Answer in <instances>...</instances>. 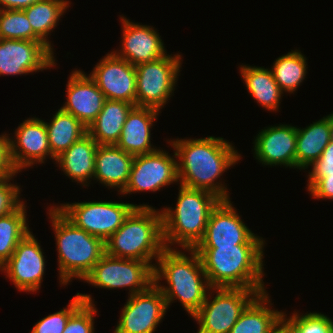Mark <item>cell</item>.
Here are the masks:
<instances>
[{
  "label": "cell",
  "instance_id": "30bf717a",
  "mask_svg": "<svg viewBox=\"0 0 333 333\" xmlns=\"http://www.w3.org/2000/svg\"><path fill=\"white\" fill-rule=\"evenodd\" d=\"M174 55V56H172ZM182 56L167 54L136 65V106L161 111L172 97L182 65Z\"/></svg>",
  "mask_w": 333,
  "mask_h": 333
},
{
  "label": "cell",
  "instance_id": "83f0119b",
  "mask_svg": "<svg viewBox=\"0 0 333 333\" xmlns=\"http://www.w3.org/2000/svg\"><path fill=\"white\" fill-rule=\"evenodd\" d=\"M45 126L51 154L55 159L87 133L84 124L61 109L53 114L49 123L45 121Z\"/></svg>",
  "mask_w": 333,
  "mask_h": 333
},
{
  "label": "cell",
  "instance_id": "7402d4cb",
  "mask_svg": "<svg viewBox=\"0 0 333 333\" xmlns=\"http://www.w3.org/2000/svg\"><path fill=\"white\" fill-rule=\"evenodd\" d=\"M134 155L126 153L116 145H98L95 154L94 179L119 194L125 189Z\"/></svg>",
  "mask_w": 333,
  "mask_h": 333
},
{
  "label": "cell",
  "instance_id": "1f68e13d",
  "mask_svg": "<svg viewBox=\"0 0 333 333\" xmlns=\"http://www.w3.org/2000/svg\"><path fill=\"white\" fill-rule=\"evenodd\" d=\"M299 313L294 311L288 317L283 313L281 325L288 333H333V321L327 315L320 312Z\"/></svg>",
  "mask_w": 333,
  "mask_h": 333
},
{
  "label": "cell",
  "instance_id": "ac0fdd59",
  "mask_svg": "<svg viewBox=\"0 0 333 333\" xmlns=\"http://www.w3.org/2000/svg\"><path fill=\"white\" fill-rule=\"evenodd\" d=\"M123 30L121 47L112 50L118 57L136 66L140 63L151 62L167 55L160 34L149 25L134 23L120 15Z\"/></svg>",
  "mask_w": 333,
  "mask_h": 333
},
{
  "label": "cell",
  "instance_id": "7c38bea8",
  "mask_svg": "<svg viewBox=\"0 0 333 333\" xmlns=\"http://www.w3.org/2000/svg\"><path fill=\"white\" fill-rule=\"evenodd\" d=\"M243 223L231 200H221L211 211L203 239L196 247H226L240 244H265Z\"/></svg>",
  "mask_w": 333,
  "mask_h": 333
},
{
  "label": "cell",
  "instance_id": "4dcf8cb0",
  "mask_svg": "<svg viewBox=\"0 0 333 333\" xmlns=\"http://www.w3.org/2000/svg\"><path fill=\"white\" fill-rule=\"evenodd\" d=\"M23 202L15 211L0 217V268L8 261L18 243L31 230Z\"/></svg>",
  "mask_w": 333,
  "mask_h": 333
},
{
  "label": "cell",
  "instance_id": "5b68a950",
  "mask_svg": "<svg viewBox=\"0 0 333 333\" xmlns=\"http://www.w3.org/2000/svg\"><path fill=\"white\" fill-rule=\"evenodd\" d=\"M47 210L55 233L60 285L73 278L83 280L105 253V243L76 227L55 205Z\"/></svg>",
  "mask_w": 333,
  "mask_h": 333
},
{
  "label": "cell",
  "instance_id": "6da1fadb",
  "mask_svg": "<svg viewBox=\"0 0 333 333\" xmlns=\"http://www.w3.org/2000/svg\"><path fill=\"white\" fill-rule=\"evenodd\" d=\"M168 144L177 156L178 184L209 191L221 200H230L227 185L219 179L241 160V154L232 143L222 137L207 136L172 139Z\"/></svg>",
  "mask_w": 333,
  "mask_h": 333
},
{
  "label": "cell",
  "instance_id": "4316f807",
  "mask_svg": "<svg viewBox=\"0 0 333 333\" xmlns=\"http://www.w3.org/2000/svg\"><path fill=\"white\" fill-rule=\"evenodd\" d=\"M330 143V119L325 116L306 128L297 127L296 168L308 169Z\"/></svg>",
  "mask_w": 333,
  "mask_h": 333
},
{
  "label": "cell",
  "instance_id": "603a6c76",
  "mask_svg": "<svg viewBox=\"0 0 333 333\" xmlns=\"http://www.w3.org/2000/svg\"><path fill=\"white\" fill-rule=\"evenodd\" d=\"M97 147L98 143L86 133L58 156L54 164H58L72 182L89 187L90 179L94 180Z\"/></svg>",
  "mask_w": 333,
  "mask_h": 333
},
{
  "label": "cell",
  "instance_id": "d6a6232c",
  "mask_svg": "<svg viewBox=\"0 0 333 333\" xmlns=\"http://www.w3.org/2000/svg\"><path fill=\"white\" fill-rule=\"evenodd\" d=\"M0 39L42 41L23 10H0Z\"/></svg>",
  "mask_w": 333,
  "mask_h": 333
},
{
  "label": "cell",
  "instance_id": "5bb4252c",
  "mask_svg": "<svg viewBox=\"0 0 333 333\" xmlns=\"http://www.w3.org/2000/svg\"><path fill=\"white\" fill-rule=\"evenodd\" d=\"M34 234H28L18 243L12 256L0 268L19 291L34 293L40 290L45 274V256Z\"/></svg>",
  "mask_w": 333,
  "mask_h": 333
},
{
  "label": "cell",
  "instance_id": "e575fe53",
  "mask_svg": "<svg viewBox=\"0 0 333 333\" xmlns=\"http://www.w3.org/2000/svg\"><path fill=\"white\" fill-rule=\"evenodd\" d=\"M84 303L80 295H74L66 308L39 320L30 333H63L70 316Z\"/></svg>",
  "mask_w": 333,
  "mask_h": 333
},
{
  "label": "cell",
  "instance_id": "f1b7e54d",
  "mask_svg": "<svg viewBox=\"0 0 333 333\" xmlns=\"http://www.w3.org/2000/svg\"><path fill=\"white\" fill-rule=\"evenodd\" d=\"M68 0H39L28 8L23 9L33 32L53 51L54 48L48 38L57 27L61 16L66 13ZM52 31V32H51Z\"/></svg>",
  "mask_w": 333,
  "mask_h": 333
},
{
  "label": "cell",
  "instance_id": "2e32d148",
  "mask_svg": "<svg viewBox=\"0 0 333 333\" xmlns=\"http://www.w3.org/2000/svg\"><path fill=\"white\" fill-rule=\"evenodd\" d=\"M89 76L106 99L125 101L136 106V67L112 51L106 53Z\"/></svg>",
  "mask_w": 333,
  "mask_h": 333
},
{
  "label": "cell",
  "instance_id": "7a4b0ae2",
  "mask_svg": "<svg viewBox=\"0 0 333 333\" xmlns=\"http://www.w3.org/2000/svg\"><path fill=\"white\" fill-rule=\"evenodd\" d=\"M177 247L165 248L157 258L154 284L164 294L168 307L178 300L192 317L205 302L211 287L199 254L194 249L182 251ZM162 280L167 286L161 285Z\"/></svg>",
  "mask_w": 333,
  "mask_h": 333
},
{
  "label": "cell",
  "instance_id": "8992f818",
  "mask_svg": "<svg viewBox=\"0 0 333 333\" xmlns=\"http://www.w3.org/2000/svg\"><path fill=\"white\" fill-rule=\"evenodd\" d=\"M161 209L136 207L105 242L108 255L152 263L166 248ZM153 259V260H152Z\"/></svg>",
  "mask_w": 333,
  "mask_h": 333
},
{
  "label": "cell",
  "instance_id": "74e56055",
  "mask_svg": "<svg viewBox=\"0 0 333 333\" xmlns=\"http://www.w3.org/2000/svg\"><path fill=\"white\" fill-rule=\"evenodd\" d=\"M9 135H0V179L19 174L11 161Z\"/></svg>",
  "mask_w": 333,
  "mask_h": 333
},
{
  "label": "cell",
  "instance_id": "e0dca14e",
  "mask_svg": "<svg viewBox=\"0 0 333 333\" xmlns=\"http://www.w3.org/2000/svg\"><path fill=\"white\" fill-rule=\"evenodd\" d=\"M14 134L16 139L9 137L10 156L17 172L37 163L44 164L47 157L56 160L51 154L44 120L28 118L17 127Z\"/></svg>",
  "mask_w": 333,
  "mask_h": 333
},
{
  "label": "cell",
  "instance_id": "277c9868",
  "mask_svg": "<svg viewBox=\"0 0 333 333\" xmlns=\"http://www.w3.org/2000/svg\"><path fill=\"white\" fill-rule=\"evenodd\" d=\"M178 190L176 207L161 209L164 245L194 249L203 239L210 213L221 199L202 189L179 185Z\"/></svg>",
  "mask_w": 333,
  "mask_h": 333
},
{
  "label": "cell",
  "instance_id": "ffe728a7",
  "mask_svg": "<svg viewBox=\"0 0 333 333\" xmlns=\"http://www.w3.org/2000/svg\"><path fill=\"white\" fill-rule=\"evenodd\" d=\"M66 102L60 108L88 127L102 110L105 95L84 71L73 70L66 84Z\"/></svg>",
  "mask_w": 333,
  "mask_h": 333
},
{
  "label": "cell",
  "instance_id": "3957f363",
  "mask_svg": "<svg viewBox=\"0 0 333 333\" xmlns=\"http://www.w3.org/2000/svg\"><path fill=\"white\" fill-rule=\"evenodd\" d=\"M265 244L195 247L211 288H247L267 292L263 281Z\"/></svg>",
  "mask_w": 333,
  "mask_h": 333
},
{
  "label": "cell",
  "instance_id": "60d3db41",
  "mask_svg": "<svg viewBox=\"0 0 333 333\" xmlns=\"http://www.w3.org/2000/svg\"><path fill=\"white\" fill-rule=\"evenodd\" d=\"M328 116L330 119V141H333V112Z\"/></svg>",
  "mask_w": 333,
  "mask_h": 333
},
{
  "label": "cell",
  "instance_id": "b9f144b4",
  "mask_svg": "<svg viewBox=\"0 0 333 333\" xmlns=\"http://www.w3.org/2000/svg\"><path fill=\"white\" fill-rule=\"evenodd\" d=\"M274 333H288V331L281 325Z\"/></svg>",
  "mask_w": 333,
  "mask_h": 333
},
{
  "label": "cell",
  "instance_id": "9a60e30c",
  "mask_svg": "<svg viewBox=\"0 0 333 333\" xmlns=\"http://www.w3.org/2000/svg\"><path fill=\"white\" fill-rule=\"evenodd\" d=\"M43 41L0 39V76L27 75L57 65Z\"/></svg>",
  "mask_w": 333,
  "mask_h": 333
},
{
  "label": "cell",
  "instance_id": "d4e9b609",
  "mask_svg": "<svg viewBox=\"0 0 333 333\" xmlns=\"http://www.w3.org/2000/svg\"><path fill=\"white\" fill-rule=\"evenodd\" d=\"M135 105L106 99L96 119L87 127V133L98 145H116L123 125Z\"/></svg>",
  "mask_w": 333,
  "mask_h": 333
},
{
  "label": "cell",
  "instance_id": "484cf974",
  "mask_svg": "<svg viewBox=\"0 0 333 333\" xmlns=\"http://www.w3.org/2000/svg\"><path fill=\"white\" fill-rule=\"evenodd\" d=\"M238 68L253 99L268 111H278L284 92L276 83L272 70L243 64Z\"/></svg>",
  "mask_w": 333,
  "mask_h": 333
},
{
  "label": "cell",
  "instance_id": "ab89813d",
  "mask_svg": "<svg viewBox=\"0 0 333 333\" xmlns=\"http://www.w3.org/2000/svg\"><path fill=\"white\" fill-rule=\"evenodd\" d=\"M39 0H0V10H23Z\"/></svg>",
  "mask_w": 333,
  "mask_h": 333
},
{
  "label": "cell",
  "instance_id": "d6986e66",
  "mask_svg": "<svg viewBox=\"0 0 333 333\" xmlns=\"http://www.w3.org/2000/svg\"><path fill=\"white\" fill-rule=\"evenodd\" d=\"M255 136L254 157L268 166H285L296 169L297 127L279 124L261 129Z\"/></svg>",
  "mask_w": 333,
  "mask_h": 333
},
{
  "label": "cell",
  "instance_id": "52a82bcc",
  "mask_svg": "<svg viewBox=\"0 0 333 333\" xmlns=\"http://www.w3.org/2000/svg\"><path fill=\"white\" fill-rule=\"evenodd\" d=\"M55 207L76 227L100 238L105 243L136 207H149V205L115 201H85L64 203Z\"/></svg>",
  "mask_w": 333,
  "mask_h": 333
},
{
  "label": "cell",
  "instance_id": "ba28073f",
  "mask_svg": "<svg viewBox=\"0 0 333 333\" xmlns=\"http://www.w3.org/2000/svg\"><path fill=\"white\" fill-rule=\"evenodd\" d=\"M213 292L216 293L214 297ZM208 294L210 297L206 296L205 302L192 316L199 325L197 333H230L241 313L260 293L247 288L216 287L210 288Z\"/></svg>",
  "mask_w": 333,
  "mask_h": 333
},
{
  "label": "cell",
  "instance_id": "9c48e42d",
  "mask_svg": "<svg viewBox=\"0 0 333 333\" xmlns=\"http://www.w3.org/2000/svg\"><path fill=\"white\" fill-rule=\"evenodd\" d=\"M154 266V263L118 258L105 252L83 281L108 290L127 287L131 296L154 284Z\"/></svg>",
  "mask_w": 333,
  "mask_h": 333
},
{
  "label": "cell",
  "instance_id": "8d00e7d4",
  "mask_svg": "<svg viewBox=\"0 0 333 333\" xmlns=\"http://www.w3.org/2000/svg\"><path fill=\"white\" fill-rule=\"evenodd\" d=\"M311 171L308 173V184L306 187L309 190L320 178L333 174V141L326 146L323 153L312 165Z\"/></svg>",
  "mask_w": 333,
  "mask_h": 333
},
{
  "label": "cell",
  "instance_id": "4fadbf2b",
  "mask_svg": "<svg viewBox=\"0 0 333 333\" xmlns=\"http://www.w3.org/2000/svg\"><path fill=\"white\" fill-rule=\"evenodd\" d=\"M167 309L164 294L153 284L144 292L128 296L113 333H154Z\"/></svg>",
  "mask_w": 333,
  "mask_h": 333
},
{
  "label": "cell",
  "instance_id": "f35d334b",
  "mask_svg": "<svg viewBox=\"0 0 333 333\" xmlns=\"http://www.w3.org/2000/svg\"><path fill=\"white\" fill-rule=\"evenodd\" d=\"M308 192L314 199H329L333 201V174L320 178Z\"/></svg>",
  "mask_w": 333,
  "mask_h": 333
},
{
  "label": "cell",
  "instance_id": "cb8c5ba5",
  "mask_svg": "<svg viewBox=\"0 0 333 333\" xmlns=\"http://www.w3.org/2000/svg\"><path fill=\"white\" fill-rule=\"evenodd\" d=\"M271 305L267 292L259 294L241 313L230 333H274L281 326L284 312Z\"/></svg>",
  "mask_w": 333,
  "mask_h": 333
},
{
  "label": "cell",
  "instance_id": "44dd1931",
  "mask_svg": "<svg viewBox=\"0 0 333 333\" xmlns=\"http://www.w3.org/2000/svg\"><path fill=\"white\" fill-rule=\"evenodd\" d=\"M160 112L151 107L135 106L127 116L116 146L134 156L156 151L158 148L151 144L150 137L153 123Z\"/></svg>",
  "mask_w": 333,
  "mask_h": 333
},
{
  "label": "cell",
  "instance_id": "f546056e",
  "mask_svg": "<svg viewBox=\"0 0 333 333\" xmlns=\"http://www.w3.org/2000/svg\"><path fill=\"white\" fill-rule=\"evenodd\" d=\"M307 58L300 50H291L278 57L271 68L274 79L280 89L286 93L296 92L306 78Z\"/></svg>",
  "mask_w": 333,
  "mask_h": 333
},
{
  "label": "cell",
  "instance_id": "836d02e7",
  "mask_svg": "<svg viewBox=\"0 0 333 333\" xmlns=\"http://www.w3.org/2000/svg\"><path fill=\"white\" fill-rule=\"evenodd\" d=\"M84 303L70 316L63 333H94L97 308L90 294L78 293Z\"/></svg>",
  "mask_w": 333,
  "mask_h": 333
},
{
  "label": "cell",
  "instance_id": "d590c367",
  "mask_svg": "<svg viewBox=\"0 0 333 333\" xmlns=\"http://www.w3.org/2000/svg\"><path fill=\"white\" fill-rule=\"evenodd\" d=\"M15 176L0 179V217L15 211L24 202L20 198V185L10 182Z\"/></svg>",
  "mask_w": 333,
  "mask_h": 333
},
{
  "label": "cell",
  "instance_id": "8fae6325",
  "mask_svg": "<svg viewBox=\"0 0 333 333\" xmlns=\"http://www.w3.org/2000/svg\"><path fill=\"white\" fill-rule=\"evenodd\" d=\"M173 151V156L160 148L152 153L135 155L128 183L120 195L156 192L172 183H179L177 156Z\"/></svg>",
  "mask_w": 333,
  "mask_h": 333
}]
</instances>
